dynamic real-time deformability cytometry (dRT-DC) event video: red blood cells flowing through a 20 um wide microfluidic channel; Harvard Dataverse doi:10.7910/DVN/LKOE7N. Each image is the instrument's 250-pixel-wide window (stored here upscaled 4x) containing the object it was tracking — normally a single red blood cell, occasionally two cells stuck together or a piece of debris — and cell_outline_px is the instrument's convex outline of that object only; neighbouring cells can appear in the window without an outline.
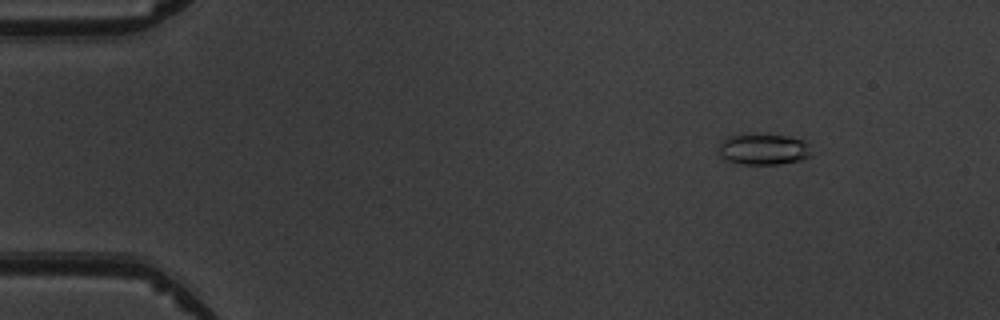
{"species": "common noctule bat (a hibernating species)", "species_latin": "Nyctalus noctula", "temperature_condition": "warm", "stored_images_in_passage": 4, "camera_frame_rate_fps": 3000, "um_per_image_px": 0.085, "animal": {"sex": "male", "body_mass_g": 19.5, "forearm_length_mm": 54.6}, "frame": {"image": 1, "passage_image": 2, "time_ms": 1.333, "image_size_px": [1000, 320], "cell_outline_px": [[812, 156], [800, 160], [780, 164], [744, 164], [728, 160], [720, 156], [720, 144], [728, 136], [752, 132], [788, 136], [804, 140], [808, 144]], "centroid_in_image_um": [64.92, 12.65], "position_along_channel_um": 20.1, "area_um2": 17.05}}